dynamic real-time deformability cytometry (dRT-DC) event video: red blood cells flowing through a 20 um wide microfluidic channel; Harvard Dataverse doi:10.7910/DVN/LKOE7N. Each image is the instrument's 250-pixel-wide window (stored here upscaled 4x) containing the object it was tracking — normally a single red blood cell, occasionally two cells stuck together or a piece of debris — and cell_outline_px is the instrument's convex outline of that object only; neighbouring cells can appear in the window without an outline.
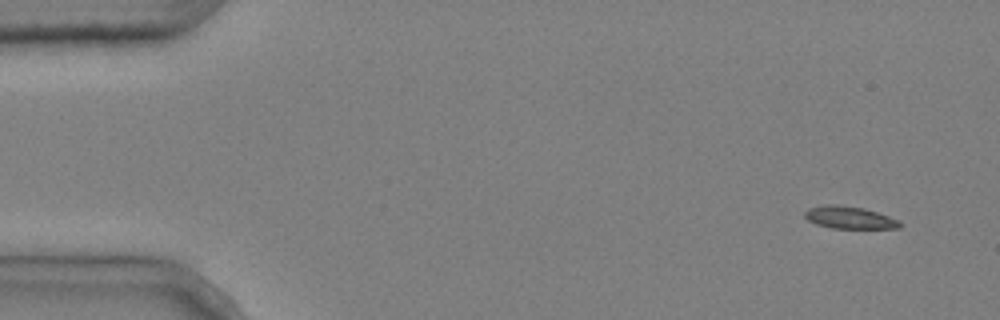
{"species": "common noctule bat (a hibernating species)", "species_latin": "Nyctalus noctula", "temperature_condition": "cold", "stored_images_in_passage": 8, "camera_frame_rate_fps": 3000, "um_per_image_px": 0.085, "animal": {"sex": "male", "body_mass_g": 20.4}, "frame": {"image": 1, "passage_image": 1, "time_ms": 0.0, "image_size_px": [1000, 320], "cell_outline_px": [[900, 228], [832, 228], [816, 224], [808, 220], [804, 216], [804, 212], [808, 208], [828, 204], [836, 204], [864, 208], [900, 220]], "centroid_in_image_um": [72.18, 18.48], "position_along_channel_um": 12.8, "area_um2": 12.31}}
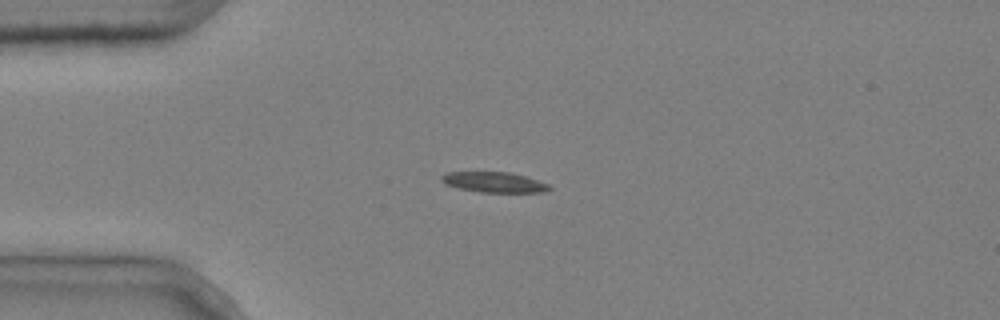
{"frame": {"image": 2, "passage_image": 4, "time_ms": 1.0, "image_size_px": [1000, 320], "cell_outline_px": [[552, 188], [544, 192], [480, 192], [460, 188], [444, 184], [440, 180], [440, 176], [448, 172], [508, 172], [524, 176], [548, 184]], "centroid_in_image_um": [41.96, 15.49], "position_along_channel_um": 43.0, "area_um2": 12.66}}